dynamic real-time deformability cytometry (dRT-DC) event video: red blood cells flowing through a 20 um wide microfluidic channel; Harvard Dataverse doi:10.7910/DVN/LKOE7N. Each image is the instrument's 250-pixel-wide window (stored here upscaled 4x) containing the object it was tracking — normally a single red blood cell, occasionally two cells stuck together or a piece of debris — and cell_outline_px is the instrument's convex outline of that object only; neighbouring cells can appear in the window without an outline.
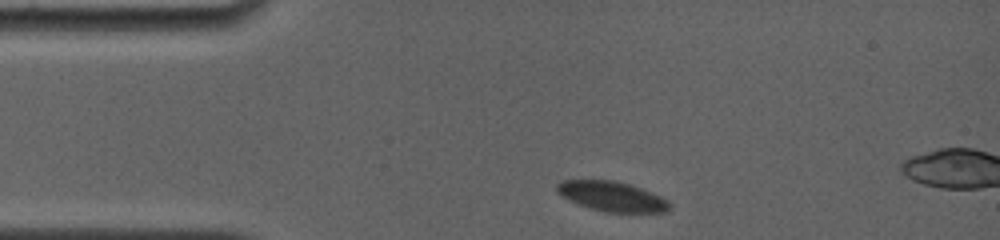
{"species": "common noctule bat (a hibernating species)", "species_latin": "Nyctalus noctula", "temperature_condition": "room temperature", "stored_images_in_passage": 3, "camera_frame_rate_fps": 4000, "um_per_image_px": 0.085, "animal": {"sex": "female", "body_mass_g": 19.0, "forearm_length_mm": 56.7}, "frame": {"image": 1, "passage_image": 1, "time_ms": 0.0, "image_size_px": [1000, 240], "cell_outline_px": [[672, 208], [668, 212], [604, 212], [568, 200], [556, 192], [556, 184], [560, 180], [612, 180], [628, 184], [652, 192], [668, 200]], "centroid_in_image_um": [52.02, 16.69], "position_along_channel_um": 33.0, "area_um2": 19.59}}